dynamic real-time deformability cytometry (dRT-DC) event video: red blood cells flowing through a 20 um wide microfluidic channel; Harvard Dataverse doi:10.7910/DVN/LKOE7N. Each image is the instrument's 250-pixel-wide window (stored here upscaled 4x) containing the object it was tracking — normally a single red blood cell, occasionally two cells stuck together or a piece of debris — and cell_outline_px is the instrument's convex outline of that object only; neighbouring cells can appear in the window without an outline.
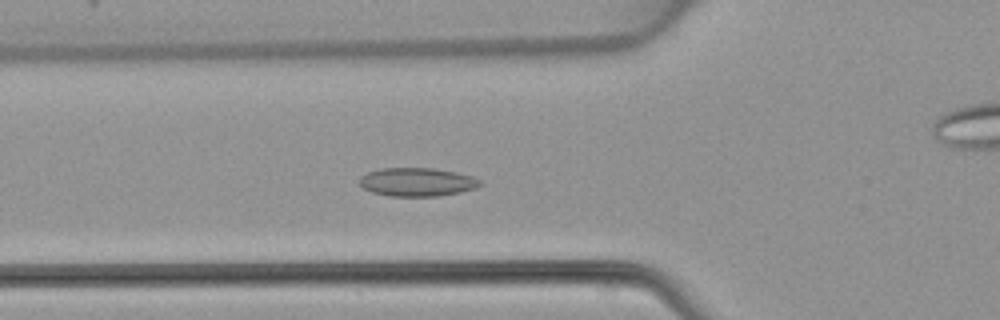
{"species": "common noctule bat (a hibernating species)", "species_latin": "Nyctalus noctula", "temperature_condition": "warm", "stored_images_in_passage": 50, "camera_frame_rate_fps": 3000, "um_per_image_px": 0.085, "animal": {"sex": "female", "body_mass_g": 22.7, "forearm_length_mm": 54.2}, "frame": {"image": 1, "passage_image": 18, "time_ms": 5.667, "image_size_px": [1000, 320], "cell_outline_px": [[484, 184], [476, 188], [460, 192], [436, 196], [388, 196], [372, 192], [364, 188], [360, 184], [360, 176], [368, 172], [380, 168], [432, 168], [456, 172], [472, 176], [480, 180]], "centroid_in_image_um": [35.47, 15.47], "position_along_channel_um": 90.3, "area_um2": 20.06}}
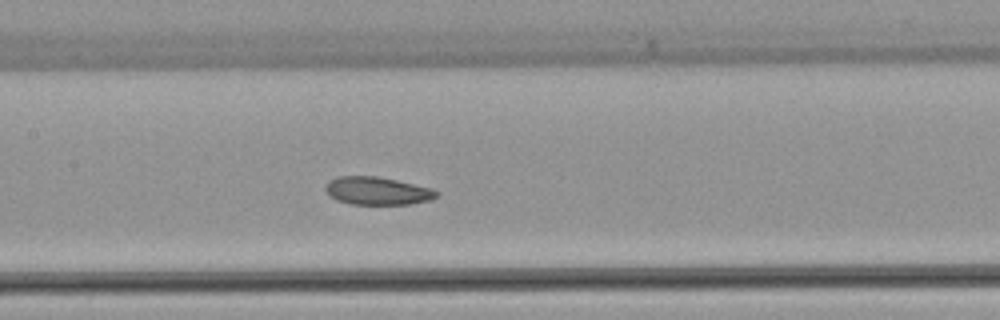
{"frame": {"image": 2, "passage_image": 24, "time_ms": 7.667, "image_size_px": [1000, 320], "cell_outline_px": [[440, 192], [432, 200], [408, 204], [352, 204], [336, 200], [328, 196], [324, 188], [328, 180], [336, 176], [376, 176], [396, 180], [432, 188]], "centroid_in_image_um": [32.03, 16.22], "position_along_channel_um": 175.4, "area_um2": 18.21}}
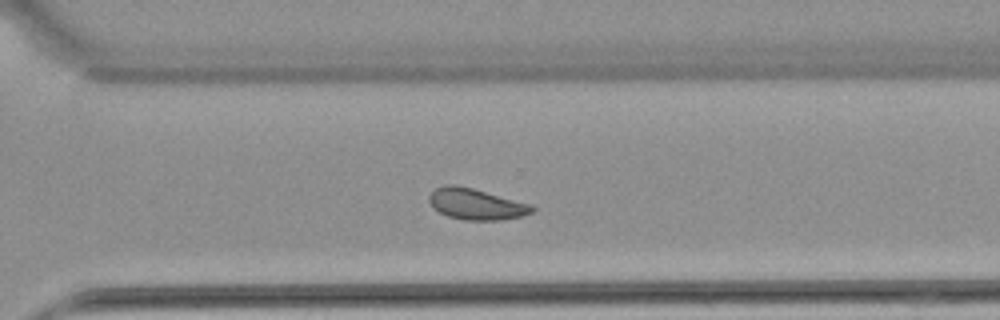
{"frame": {"image": 3, "passage_image": 35, "time_ms": 11.333, "image_size_px": [1000, 320], "cell_outline_px": [[536, 208], [532, 212], [520, 216], [500, 220], [464, 220], [448, 216], [440, 212], [428, 200], [428, 196], [436, 188], [444, 184], [456, 184], [472, 188], [532, 204]], "centroid_in_image_um": [40.48, 17.34], "position_along_channel_um": 330.1, "area_um2": 18.55}}